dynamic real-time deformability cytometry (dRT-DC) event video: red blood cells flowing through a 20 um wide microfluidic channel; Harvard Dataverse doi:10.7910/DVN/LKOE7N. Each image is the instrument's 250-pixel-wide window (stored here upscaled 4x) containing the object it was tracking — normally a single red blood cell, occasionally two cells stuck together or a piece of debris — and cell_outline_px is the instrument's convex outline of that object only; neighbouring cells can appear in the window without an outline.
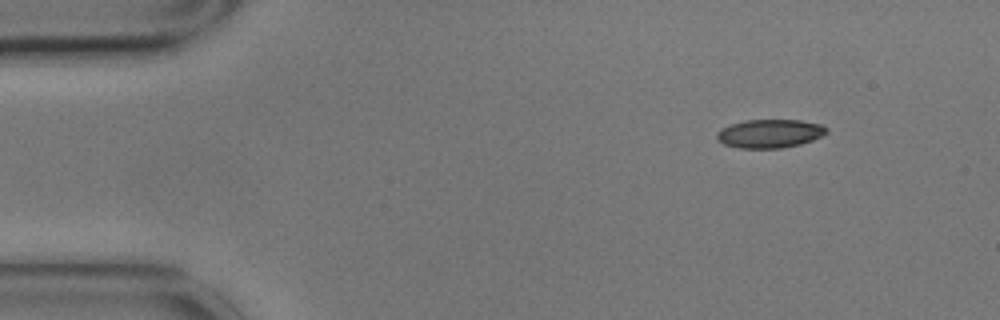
{"species": "common noctule bat (a hibernating species)", "species_latin": "Nyctalus noctula", "temperature_condition": "cold", "stored_images_in_passage": 3, "camera_frame_rate_fps": 3000, "um_per_image_px": 0.085, "animal": {"sex": "male", "body_mass_g": 17.9}, "frame": {"image": 1, "passage_image": 1, "time_ms": 0.0, "image_size_px": [1000, 320], "cell_outline_px": [[828, 132], [824, 136], [800, 144], [780, 148], [740, 148], [724, 144], [716, 140], [716, 132], [720, 128], [744, 120], [800, 120], [824, 124], [828, 128]], "centroid_in_image_um": [65.45, 11.34], "position_along_channel_um": 19.5, "area_um2": 18.5}}
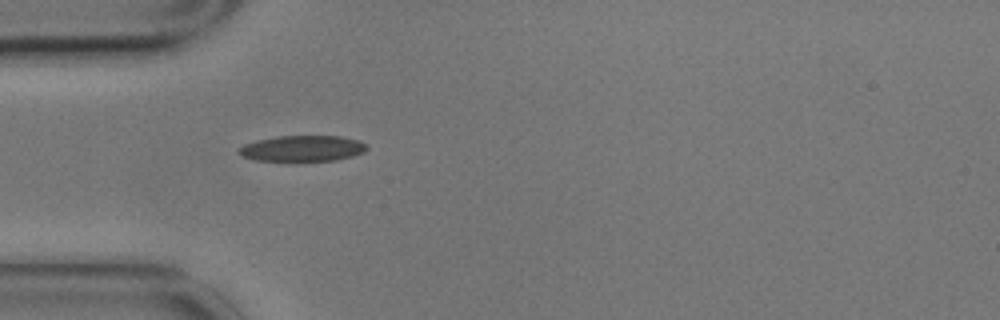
{"frame": {"image": 2, "passage_image": 3, "time_ms": 0.667, "image_size_px": [1000, 320], "cell_outline_px": [[368, 148], [364, 152], [352, 156], [336, 160], [256, 160], [244, 156], [236, 152], [244, 144], [256, 140], [276, 136], [340, 136], [360, 140], [368, 144]], "centroid_in_image_um": [25.75, 12.6], "position_along_channel_um": 59.2, "area_um2": 19.19}}